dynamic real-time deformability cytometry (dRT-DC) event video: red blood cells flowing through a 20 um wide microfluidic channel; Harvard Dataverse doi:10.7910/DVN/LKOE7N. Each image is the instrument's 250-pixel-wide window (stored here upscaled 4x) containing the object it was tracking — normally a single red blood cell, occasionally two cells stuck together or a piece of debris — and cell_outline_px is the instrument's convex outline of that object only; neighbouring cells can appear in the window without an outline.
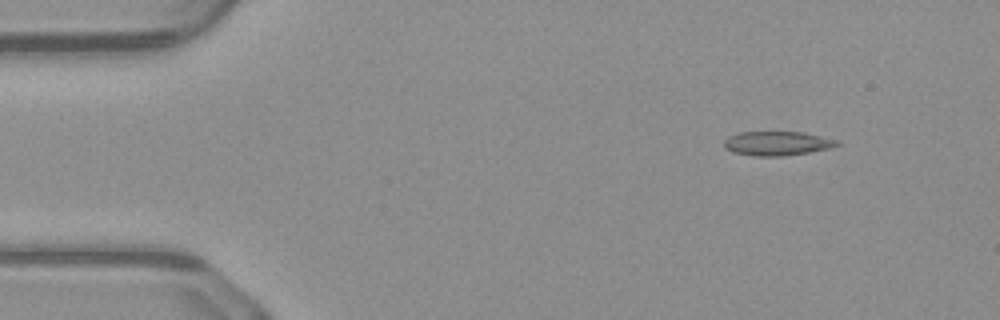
{"species": "common noctule bat (a hibernating species)", "species_latin": "Nyctalus noctula", "temperature_condition": "warm", "stored_images_in_passage": 50, "camera_frame_rate_fps": 3000, "um_per_image_px": 0.085, "animal": {"sex": "male", "body_mass_g": 23.1, "forearm_length_mm": 52.7}, "frame": {"image": 1, "passage_image": 6, "time_ms": 1.667, "image_size_px": [1000, 320], "cell_outline_px": [[840, 144], [832, 148], [784, 156], [756, 156], [732, 152], [724, 148], [724, 140], [728, 136], [740, 132], [804, 132], [840, 140]], "centroid_in_image_um": [66.08, 12.18], "position_along_channel_um": 18.9, "area_um2": 16.07}}
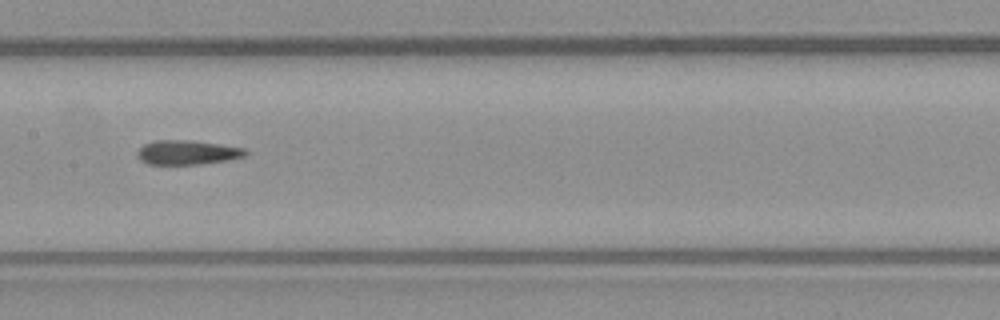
{"frame": {"image": 2, "passage_image": 25, "time_ms": 8.0, "image_size_px": [1000, 320], "cell_outline_px": [[248, 156], [228, 160], [200, 164], [148, 164], [140, 160], [136, 156], [136, 152], [144, 144], [156, 140], [192, 140], [220, 144], [244, 148], [248, 152]], "centroid_in_image_um": [15.93, 12.95], "position_along_channel_um": 191.5, "area_um2": 15.49}}
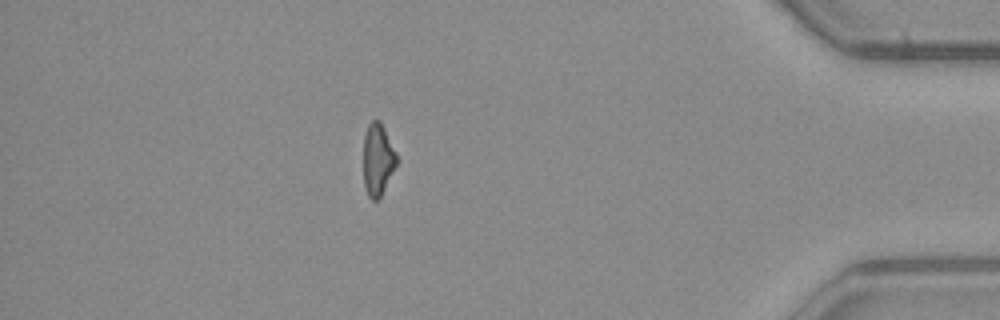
{"frame": {"image": 3, "passage_image": 44, "time_ms": 14.333, "image_size_px": [1000, 320], "cell_outline_px": [[400, 160], [380, 196], [376, 200], [372, 200], [368, 196], [364, 188], [364, 136], [368, 124], [372, 120], [380, 120]], "centroid_in_image_um": [32.13, 13.55], "position_along_channel_um": 403.1, "area_um2": 14.05}, "authors_computed_cell_mechanics": {"area_um2": 15.8083, "velocity_mm_per_s": 4.1159, "shape_relaxation_time_tau1_ms": 3.8208, "shape_relaxation_time_tau2_ms": 2.0176, "deformation_change_tau1": 0.1412, "deformation_change_tau2": 0.1248}}